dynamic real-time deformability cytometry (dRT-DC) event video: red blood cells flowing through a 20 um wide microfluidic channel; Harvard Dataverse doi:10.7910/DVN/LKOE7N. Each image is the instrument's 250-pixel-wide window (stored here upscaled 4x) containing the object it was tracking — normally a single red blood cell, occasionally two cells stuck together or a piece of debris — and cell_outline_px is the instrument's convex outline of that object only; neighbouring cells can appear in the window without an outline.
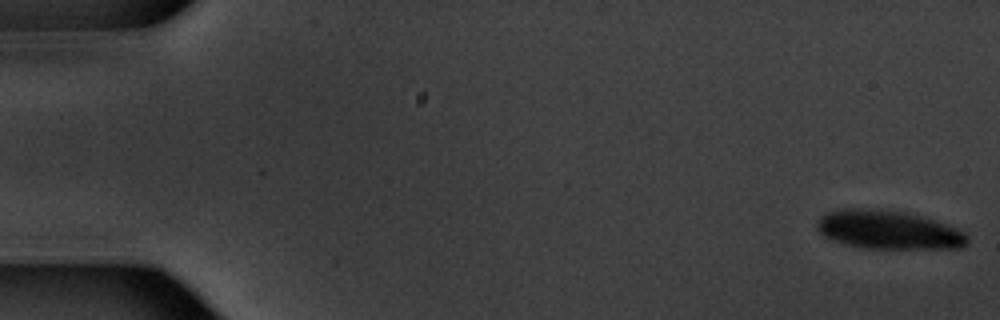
{"species": "common noctule bat (a hibernating species)", "species_latin": "Nyctalus noctula", "temperature_condition": "warm", "stored_images_in_passage": 36, "camera_frame_rate_fps": 3000, "um_per_image_px": 0.085, "animal": {"sex": "male", "body_mass_g": 20.1, "forearm_length_mm": 53.5}, "frame": {"image": 1, "passage_image": 1, "time_ms": 0.0, "image_size_px": [1000, 320], "cell_outline_px": [[968, 244], [960, 248], [868, 248], [848, 244], [832, 240], [824, 236], [816, 228], [816, 224], [820, 216], [828, 212], [840, 208], [860, 208], [904, 212], [920, 216], [948, 224], [964, 232], [968, 236]], "centroid_in_image_um": [75.52, 19.53], "position_along_channel_um": 9.5, "area_um2": 33.64}}
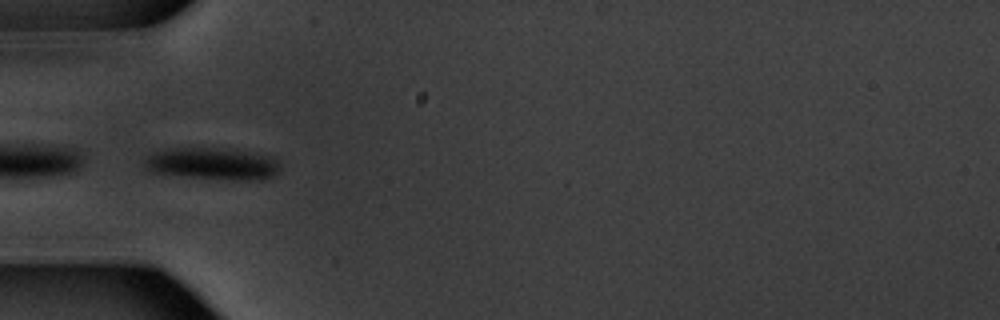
{"frame": {"image": 2, "passage_image": 18, "time_ms": 5.667, "image_size_px": [1000, 320], "cell_outline_px": [[280, 172], [276, 176], [264, 180], [228, 180], [188, 176], [152, 172], [144, 168], [144, 160], [148, 156], [156, 152], [172, 148], [228, 148], [268, 156], [276, 160], [280, 164]], "centroid_in_image_um": [18.12, 13.93], "position_along_channel_um": 66.9, "area_um2": 25.37}}